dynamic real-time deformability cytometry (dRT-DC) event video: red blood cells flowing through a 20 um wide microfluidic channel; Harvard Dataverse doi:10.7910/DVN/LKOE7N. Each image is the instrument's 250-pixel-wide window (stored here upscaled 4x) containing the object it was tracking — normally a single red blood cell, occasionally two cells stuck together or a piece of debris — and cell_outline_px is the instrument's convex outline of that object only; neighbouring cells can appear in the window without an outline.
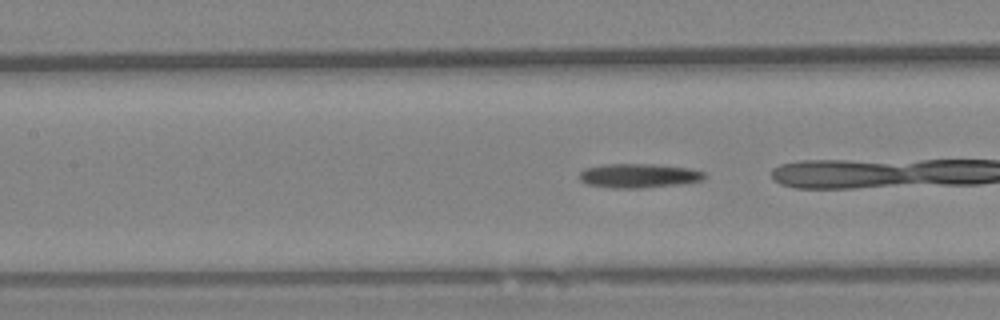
{"species": "Egyptian fruit bat (a non-hibernating species)", "species_latin": "Rousettus aegyptiacus", "temperature_condition": "warm", "stored_images_in_passage": 45, "camera_frame_rate_fps": 3000, "um_per_image_px": 0.085, "animal": {"sex": "female"}, "frame": {"image": 1, "passage_image": 24, "time_ms": 7.667, "image_size_px": [1000, 320], "cell_outline_px": [[704, 180], [684, 184], [640, 188], [608, 188], [588, 184], [580, 180], [580, 172], [584, 168], [604, 164], [652, 164], [688, 168], [704, 172]], "centroid_in_image_um": [54.28, 14.94], "position_along_channel_um": 153.1, "area_um2": 17.69}}